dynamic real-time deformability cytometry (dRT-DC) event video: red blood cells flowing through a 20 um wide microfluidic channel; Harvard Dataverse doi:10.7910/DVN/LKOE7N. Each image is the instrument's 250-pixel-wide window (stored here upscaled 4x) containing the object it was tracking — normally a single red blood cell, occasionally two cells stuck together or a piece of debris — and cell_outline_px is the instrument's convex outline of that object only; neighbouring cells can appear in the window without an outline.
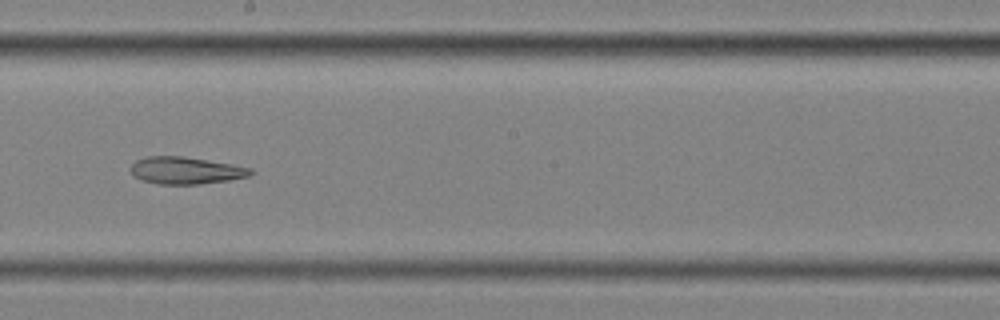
{"species": "common noctule bat (a hibernating species)", "species_latin": "Nyctalus noctula", "temperature_condition": "cold", "stored_images_in_passage": 10, "segment_of_instrument_passage": [2, 2], "camera_frame_rate_fps": 3000, "um_per_image_px": 0.085, "animal": {"sex": "female", "body_mass_g": 25.1}, "frame": {"image": 1, "passage_image": 9, "time_ms": 2.667, "image_size_px": [1000, 320], "cell_outline_px": [[256, 172], [248, 176], [228, 180], [200, 184], [160, 184], [140, 180], [132, 176], [128, 168], [136, 160], [148, 156], [184, 156], [232, 164], [252, 168]], "centroid_in_image_um": [15.76, 14.49], "position_along_channel_um": 232.4, "area_um2": 19.19}}
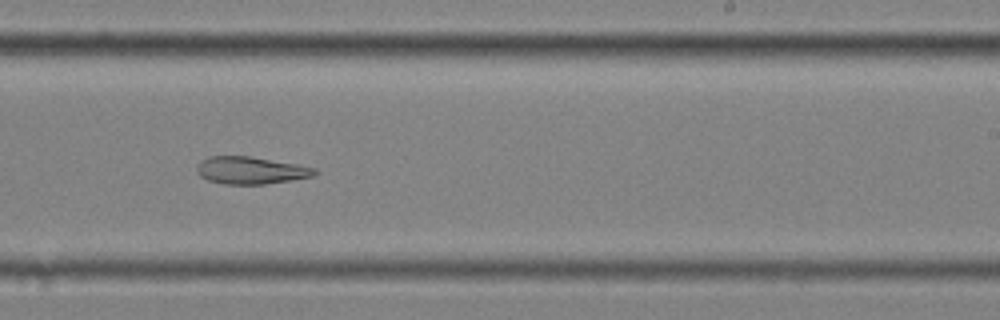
{"frame": {"image": 2, "passage_image": 10, "time_ms": 3.0, "image_size_px": [1000, 320], "cell_outline_px": [[320, 172], [316, 176], [292, 180], [264, 184], [224, 184], [208, 180], [200, 176], [196, 172], [196, 168], [200, 160], [208, 156], [248, 156], [296, 164], [316, 168]], "centroid_in_image_um": [21.32, 14.48], "position_along_channel_um": 267.7, "area_um2": 18.9}}